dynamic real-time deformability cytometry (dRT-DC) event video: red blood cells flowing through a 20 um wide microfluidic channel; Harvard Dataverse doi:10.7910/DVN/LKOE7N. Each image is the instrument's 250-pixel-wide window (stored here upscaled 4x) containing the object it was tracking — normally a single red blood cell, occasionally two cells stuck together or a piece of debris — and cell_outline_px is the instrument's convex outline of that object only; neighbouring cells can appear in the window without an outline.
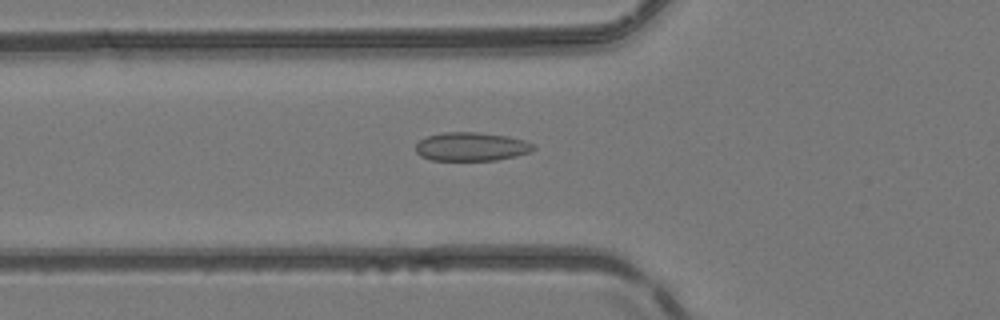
{"species": "common noctule bat (a hibernating species)", "species_latin": "Nyctalus noctula", "temperature_condition": "room temperature", "stored_images_in_passage": 51, "camera_frame_rate_fps": 3000, "um_per_image_px": 0.085, "animal": {"sex": "female", "body_mass_g": 24.6, "forearm_length_mm": 56.2}, "frame": {"image": 1, "passage_image": 19, "time_ms": 6.0, "image_size_px": [1000, 320], "cell_outline_px": [[536, 148], [528, 152], [516, 156], [496, 160], [432, 160], [420, 156], [416, 152], [416, 144], [420, 140], [428, 136], [444, 132], [476, 132], [508, 136], [524, 140], [532, 144]], "centroid_in_image_um": [40.05, 12.46], "position_along_channel_um": 85.8, "area_um2": 19.54}}
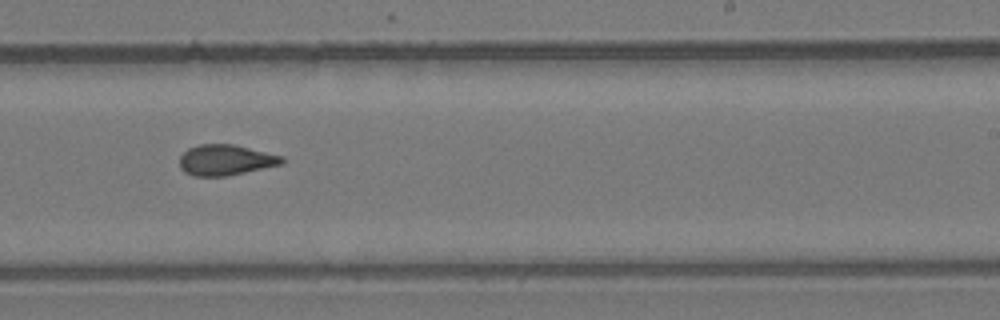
{"frame": {"image": 2, "passage_image": 32, "time_ms": 10.333, "image_size_px": [1000, 320], "cell_outline_px": [[284, 164], [224, 176], [192, 176], [184, 172], [180, 168], [180, 156], [188, 148], [200, 144], [232, 144], [284, 156]], "centroid_in_image_um": [19.17, 13.6], "position_along_channel_um": 269.8, "area_um2": 18.26}}
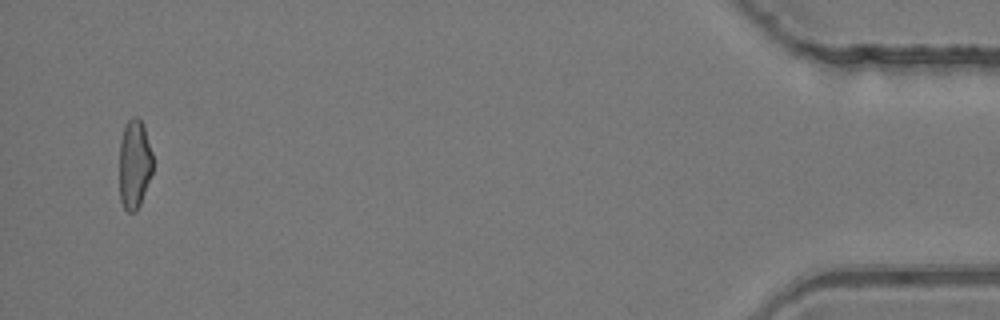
{"frame": {"image": 3, "passage_image": 49, "time_ms": 16.0, "image_size_px": [1000, 320], "cell_outline_px": [[152, 172], [140, 204], [136, 212], [128, 212], [124, 208], [120, 200], [120, 140], [124, 128], [128, 120], [132, 116], [136, 116], [144, 124], [152, 152]], "centroid_in_image_um": [11.43, 13.94], "position_along_channel_um": 423.8, "area_um2": 17.4}, "authors_computed_cell_mechanics": {"area_um2": 18.6694, "velocity_mm_per_s": 4.2274, "shape_relaxation_time_tau1_ms": null, "shape_relaxation_time_tau2_ms": 1.9954, "deformation_change_tau1": null, "deformation_change_tau2": 0.0757}}